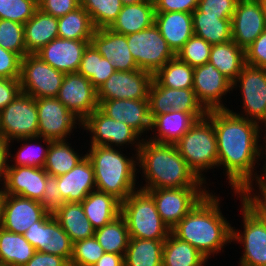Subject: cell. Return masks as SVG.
<instances>
[{
  "label": "cell",
  "mask_w": 266,
  "mask_h": 266,
  "mask_svg": "<svg viewBox=\"0 0 266 266\" xmlns=\"http://www.w3.org/2000/svg\"><path fill=\"white\" fill-rule=\"evenodd\" d=\"M21 92L20 79L0 78V111Z\"/></svg>",
  "instance_id": "obj_56"
},
{
  "label": "cell",
  "mask_w": 266,
  "mask_h": 266,
  "mask_svg": "<svg viewBox=\"0 0 266 266\" xmlns=\"http://www.w3.org/2000/svg\"><path fill=\"white\" fill-rule=\"evenodd\" d=\"M37 9L36 0H0V19L25 24Z\"/></svg>",
  "instance_id": "obj_48"
},
{
  "label": "cell",
  "mask_w": 266,
  "mask_h": 266,
  "mask_svg": "<svg viewBox=\"0 0 266 266\" xmlns=\"http://www.w3.org/2000/svg\"><path fill=\"white\" fill-rule=\"evenodd\" d=\"M164 241L130 238L124 256L125 266H162Z\"/></svg>",
  "instance_id": "obj_37"
},
{
  "label": "cell",
  "mask_w": 266,
  "mask_h": 266,
  "mask_svg": "<svg viewBox=\"0 0 266 266\" xmlns=\"http://www.w3.org/2000/svg\"><path fill=\"white\" fill-rule=\"evenodd\" d=\"M126 37L129 50L138 68L153 75L176 56L155 23L149 28Z\"/></svg>",
  "instance_id": "obj_8"
},
{
  "label": "cell",
  "mask_w": 266,
  "mask_h": 266,
  "mask_svg": "<svg viewBox=\"0 0 266 266\" xmlns=\"http://www.w3.org/2000/svg\"><path fill=\"white\" fill-rule=\"evenodd\" d=\"M98 108L115 121L126 123L140 136L151 130L152 119L150 116L148 99H121L98 101Z\"/></svg>",
  "instance_id": "obj_23"
},
{
  "label": "cell",
  "mask_w": 266,
  "mask_h": 266,
  "mask_svg": "<svg viewBox=\"0 0 266 266\" xmlns=\"http://www.w3.org/2000/svg\"><path fill=\"white\" fill-rule=\"evenodd\" d=\"M206 117L215 130L218 167L225 171L231 190L243 193L260 178L255 165L261 157L263 159V144H258L262 142L263 127L228 109L207 111Z\"/></svg>",
  "instance_id": "obj_1"
},
{
  "label": "cell",
  "mask_w": 266,
  "mask_h": 266,
  "mask_svg": "<svg viewBox=\"0 0 266 266\" xmlns=\"http://www.w3.org/2000/svg\"><path fill=\"white\" fill-rule=\"evenodd\" d=\"M144 0H121L122 5L137 4Z\"/></svg>",
  "instance_id": "obj_62"
},
{
  "label": "cell",
  "mask_w": 266,
  "mask_h": 266,
  "mask_svg": "<svg viewBox=\"0 0 266 266\" xmlns=\"http://www.w3.org/2000/svg\"><path fill=\"white\" fill-rule=\"evenodd\" d=\"M35 100L38 109V136L41 138L65 141L71 138L68 136H71L74 128L77 129V125L81 127L82 122L56 97H42Z\"/></svg>",
  "instance_id": "obj_14"
},
{
  "label": "cell",
  "mask_w": 266,
  "mask_h": 266,
  "mask_svg": "<svg viewBox=\"0 0 266 266\" xmlns=\"http://www.w3.org/2000/svg\"><path fill=\"white\" fill-rule=\"evenodd\" d=\"M150 116L153 120L171 110H179L189 114H206L207 111L197 100L193 88L173 89L160 86L154 79L148 95Z\"/></svg>",
  "instance_id": "obj_20"
},
{
  "label": "cell",
  "mask_w": 266,
  "mask_h": 266,
  "mask_svg": "<svg viewBox=\"0 0 266 266\" xmlns=\"http://www.w3.org/2000/svg\"><path fill=\"white\" fill-rule=\"evenodd\" d=\"M155 25L175 54L194 35L192 13L155 12Z\"/></svg>",
  "instance_id": "obj_28"
},
{
  "label": "cell",
  "mask_w": 266,
  "mask_h": 266,
  "mask_svg": "<svg viewBox=\"0 0 266 266\" xmlns=\"http://www.w3.org/2000/svg\"><path fill=\"white\" fill-rule=\"evenodd\" d=\"M264 138H263V150H265V151H263V153H262V155L264 156V154H265V160H266V128H265V131H264ZM265 164L262 166L263 167V169H261L260 171H262L263 172V174L261 173L260 175V178H259V180H258V182H257V184L258 185H261V186H263V187H265L266 188V161L264 162ZM264 170V171H263Z\"/></svg>",
  "instance_id": "obj_60"
},
{
  "label": "cell",
  "mask_w": 266,
  "mask_h": 266,
  "mask_svg": "<svg viewBox=\"0 0 266 266\" xmlns=\"http://www.w3.org/2000/svg\"><path fill=\"white\" fill-rule=\"evenodd\" d=\"M91 40L53 39L36 55L63 73L78 72L83 52Z\"/></svg>",
  "instance_id": "obj_25"
},
{
  "label": "cell",
  "mask_w": 266,
  "mask_h": 266,
  "mask_svg": "<svg viewBox=\"0 0 266 266\" xmlns=\"http://www.w3.org/2000/svg\"><path fill=\"white\" fill-rule=\"evenodd\" d=\"M95 30L90 15L82 6L58 18V38L91 40Z\"/></svg>",
  "instance_id": "obj_39"
},
{
  "label": "cell",
  "mask_w": 266,
  "mask_h": 266,
  "mask_svg": "<svg viewBox=\"0 0 266 266\" xmlns=\"http://www.w3.org/2000/svg\"><path fill=\"white\" fill-rule=\"evenodd\" d=\"M175 145L188 166L207 183L204 172L218 167L217 140L213 123L206 116L197 120Z\"/></svg>",
  "instance_id": "obj_5"
},
{
  "label": "cell",
  "mask_w": 266,
  "mask_h": 266,
  "mask_svg": "<svg viewBox=\"0 0 266 266\" xmlns=\"http://www.w3.org/2000/svg\"><path fill=\"white\" fill-rule=\"evenodd\" d=\"M58 188L65 202L81 203L96 190L93 166L85 156L73 169L57 177Z\"/></svg>",
  "instance_id": "obj_26"
},
{
  "label": "cell",
  "mask_w": 266,
  "mask_h": 266,
  "mask_svg": "<svg viewBox=\"0 0 266 266\" xmlns=\"http://www.w3.org/2000/svg\"><path fill=\"white\" fill-rule=\"evenodd\" d=\"M87 151L86 156L94 169L96 190L113 195L123 202L138 189V154L128 158L120 148L108 146H90Z\"/></svg>",
  "instance_id": "obj_4"
},
{
  "label": "cell",
  "mask_w": 266,
  "mask_h": 266,
  "mask_svg": "<svg viewBox=\"0 0 266 266\" xmlns=\"http://www.w3.org/2000/svg\"><path fill=\"white\" fill-rule=\"evenodd\" d=\"M240 197L243 217V232L232 227L231 241L243 246L239 266H266V221L243 198L242 193L234 192ZM239 195V196H238Z\"/></svg>",
  "instance_id": "obj_7"
},
{
  "label": "cell",
  "mask_w": 266,
  "mask_h": 266,
  "mask_svg": "<svg viewBox=\"0 0 266 266\" xmlns=\"http://www.w3.org/2000/svg\"><path fill=\"white\" fill-rule=\"evenodd\" d=\"M64 75L36 54H27L21 60V91L35 99L56 97Z\"/></svg>",
  "instance_id": "obj_12"
},
{
  "label": "cell",
  "mask_w": 266,
  "mask_h": 266,
  "mask_svg": "<svg viewBox=\"0 0 266 266\" xmlns=\"http://www.w3.org/2000/svg\"><path fill=\"white\" fill-rule=\"evenodd\" d=\"M47 213L39 201L4 194L1 227L10 232L24 234Z\"/></svg>",
  "instance_id": "obj_21"
},
{
  "label": "cell",
  "mask_w": 266,
  "mask_h": 266,
  "mask_svg": "<svg viewBox=\"0 0 266 266\" xmlns=\"http://www.w3.org/2000/svg\"><path fill=\"white\" fill-rule=\"evenodd\" d=\"M90 43L110 61L116 71L138 70L127 44L126 35L113 32L110 28L96 29Z\"/></svg>",
  "instance_id": "obj_24"
},
{
  "label": "cell",
  "mask_w": 266,
  "mask_h": 266,
  "mask_svg": "<svg viewBox=\"0 0 266 266\" xmlns=\"http://www.w3.org/2000/svg\"><path fill=\"white\" fill-rule=\"evenodd\" d=\"M145 191L162 188L207 187L180 155L175 144L158 143L142 138L138 152Z\"/></svg>",
  "instance_id": "obj_3"
},
{
  "label": "cell",
  "mask_w": 266,
  "mask_h": 266,
  "mask_svg": "<svg viewBox=\"0 0 266 266\" xmlns=\"http://www.w3.org/2000/svg\"><path fill=\"white\" fill-rule=\"evenodd\" d=\"M155 23L153 0L123 5L117 19L109 27L113 32L130 35L151 27Z\"/></svg>",
  "instance_id": "obj_29"
},
{
  "label": "cell",
  "mask_w": 266,
  "mask_h": 266,
  "mask_svg": "<svg viewBox=\"0 0 266 266\" xmlns=\"http://www.w3.org/2000/svg\"><path fill=\"white\" fill-rule=\"evenodd\" d=\"M36 249L24 238L0 227L1 266H24L35 254Z\"/></svg>",
  "instance_id": "obj_35"
},
{
  "label": "cell",
  "mask_w": 266,
  "mask_h": 266,
  "mask_svg": "<svg viewBox=\"0 0 266 266\" xmlns=\"http://www.w3.org/2000/svg\"><path fill=\"white\" fill-rule=\"evenodd\" d=\"M115 71L110 61L89 43L83 52L78 73L89 79L97 90Z\"/></svg>",
  "instance_id": "obj_42"
},
{
  "label": "cell",
  "mask_w": 266,
  "mask_h": 266,
  "mask_svg": "<svg viewBox=\"0 0 266 266\" xmlns=\"http://www.w3.org/2000/svg\"><path fill=\"white\" fill-rule=\"evenodd\" d=\"M22 58L0 46V78L20 79Z\"/></svg>",
  "instance_id": "obj_50"
},
{
  "label": "cell",
  "mask_w": 266,
  "mask_h": 266,
  "mask_svg": "<svg viewBox=\"0 0 266 266\" xmlns=\"http://www.w3.org/2000/svg\"><path fill=\"white\" fill-rule=\"evenodd\" d=\"M211 48L210 43L193 35L176 53V56L190 66L197 67L209 62Z\"/></svg>",
  "instance_id": "obj_46"
},
{
  "label": "cell",
  "mask_w": 266,
  "mask_h": 266,
  "mask_svg": "<svg viewBox=\"0 0 266 266\" xmlns=\"http://www.w3.org/2000/svg\"><path fill=\"white\" fill-rule=\"evenodd\" d=\"M48 173L44 168L8 166L2 185L3 194L41 201Z\"/></svg>",
  "instance_id": "obj_22"
},
{
  "label": "cell",
  "mask_w": 266,
  "mask_h": 266,
  "mask_svg": "<svg viewBox=\"0 0 266 266\" xmlns=\"http://www.w3.org/2000/svg\"><path fill=\"white\" fill-rule=\"evenodd\" d=\"M209 62L233 83L246 64L245 50L233 40L213 44Z\"/></svg>",
  "instance_id": "obj_34"
},
{
  "label": "cell",
  "mask_w": 266,
  "mask_h": 266,
  "mask_svg": "<svg viewBox=\"0 0 266 266\" xmlns=\"http://www.w3.org/2000/svg\"><path fill=\"white\" fill-rule=\"evenodd\" d=\"M194 67L177 56L169 60L154 75L153 79L164 87L173 89L193 88Z\"/></svg>",
  "instance_id": "obj_41"
},
{
  "label": "cell",
  "mask_w": 266,
  "mask_h": 266,
  "mask_svg": "<svg viewBox=\"0 0 266 266\" xmlns=\"http://www.w3.org/2000/svg\"><path fill=\"white\" fill-rule=\"evenodd\" d=\"M81 6L90 15L96 29L109 28L117 19L121 0H81Z\"/></svg>",
  "instance_id": "obj_44"
},
{
  "label": "cell",
  "mask_w": 266,
  "mask_h": 266,
  "mask_svg": "<svg viewBox=\"0 0 266 266\" xmlns=\"http://www.w3.org/2000/svg\"><path fill=\"white\" fill-rule=\"evenodd\" d=\"M75 151L71 143L65 141H52L44 165V170L50 176H61L73 169L86 154ZM83 155V156H82Z\"/></svg>",
  "instance_id": "obj_38"
},
{
  "label": "cell",
  "mask_w": 266,
  "mask_h": 266,
  "mask_svg": "<svg viewBox=\"0 0 266 266\" xmlns=\"http://www.w3.org/2000/svg\"><path fill=\"white\" fill-rule=\"evenodd\" d=\"M232 40L246 50L266 29L264 1L238 0L231 18Z\"/></svg>",
  "instance_id": "obj_18"
},
{
  "label": "cell",
  "mask_w": 266,
  "mask_h": 266,
  "mask_svg": "<svg viewBox=\"0 0 266 266\" xmlns=\"http://www.w3.org/2000/svg\"><path fill=\"white\" fill-rule=\"evenodd\" d=\"M58 38V18L39 8L24 24V40L27 54H36L53 39Z\"/></svg>",
  "instance_id": "obj_30"
},
{
  "label": "cell",
  "mask_w": 266,
  "mask_h": 266,
  "mask_svg": "<svg viewBox=\"0 0 266 266\" xmlns=\"http://www.w3.org/2000/svg\"><path fill=\"white\" fill-rule=\"evenodd\" d=\"M94 237L104 252L125 256L130 236L126 221L121 214L107 225L95 230Z\"/></svg>",
  "instance_id": "obj_40"
},
{
  "label": "cell",
  "mask_w": 266,
  "mask_h": 266,
  "mask_svg": "<svg viewBox=\"0 0 266 266\" xmlns=\"http://www.w3.org/2000/svg\"><path fill=\"white\" fill-rule=\"evenodd\" d=\"M155 12L192 13L198 7V0H153Z\"/></svg>",
  "instance_id": "obj_55"
},
{
  "label": "cell",
  "mask_w": 266,
  "mask_h": 266,
  "mask_svg": "<svg viewBox=\"0 0 266 266\" xmlns=\"http://www.w3.org/2000/svg\"><path fill=\"white\" fill-rule=\"evenodd\" d=\"M0 46L17 53L21 58L27 55L24 40V24L0 19Z\"/></svg>",
  "instance_id": "obj_45"
},
{
  "label": "cell",
  "mask_w": 266,
  "mask_h": 266,
  "mask_svg": "<svg viewBox=\"0 0 266 266\" xmlns=\"http://www.w3.org/2000/svg\"><path fill=\"white\" fill-rule=\"evenodd\" d=\"M208 259L189 243L172 232L164 241L162 266H206Z\"/></svg>",
  "instance_id": "obj_36"
},
{
  "label": "cell",
  "mask_w": 266,
  "mask_h": 266,
  "mask_svg": "<svg viewBox=\"0 0 266 266\" xmlns=\"http://www.w3.org/2000/svg\"><path fill=\"white\" fill-rule=\"evenodd\" d=\"M246 64L266 68V29L245 50Z\"/></svg>",
  "instance_id": "obj_53"
},
{
  "label": "cell",
  "mask_w": 266,
  "mask_h": 266,
  "mask_svg": "<svg viewBox=\"0 0 266 266\" xmlns=\"http://www.w3.org/2000/svg\"><path fill=\"white\" fill-rule=\"evenodd\" d=\"M207 187L150 189L162 221L172 229L209 192Z\"/></svg>",
  "instance_id": "obj_13"
},
{
  "label": "cell",
  "mask_w": 266,
  "mask_h": 266,
  "mask_svg": "<svg viewBox=\"0 0 266 266\" xmlns=\"http://www.w3.org/2000/svg\"><path fill=\"white\" fill-rule=\"evenodd\" d=\"M53 216L72 243L94 236L95 229L86 218L81 203L65 202L53 213Z\"/></svg>",
  "instance_id": "obj_33"
},
{
  "label": "cell",
  "mask_w": 266,
  "mask_h": 266,
  "mask_svg": "<svg viewBox=\"0 0 266 266\" xmlns=\"http://www.w3.org/2000/svg\"><path fill=\"white\" fill-rule=\"evenodd\" d=\"M24 266H69V262L62 256L36 251Z\"/></svg>",
  "instance_id": "obj_57"
},
{
  "label": "cell",
  "mask_w": 266,
  "mask_h": 266,
  "mask_svg": "<svg viewBox=\"0 0 266 266\" xmlns=\"http://www.w3.org/2000/svg\"><path fill=\"white\" fill-rule=\"evenodd\" d=\"M121 202L130 238L166 240L171 229L162 221L153 197L139 188Z\"/></svg>",
  "instance_id": "obj_6"
},
{
  "label": "cell",
  "mask_w": 266,
  "mask_h": 266,
  "mask_svg": "<svg viewBox=\"0 0 266 266\" xmlns=\"http://www.w3.org/2000/svg\"><path fill=\"white\" fill-rule=\"evenodd\" d=\"M220 199L209 191L171 229L177 238L195 247L207 259L223 252L222 248L232 242V226L222 214Z\"/></svg>",
  "instance_id": "obj_2"
},
{
  "label": "cell",
  "mask_w": 266,
  "mask_h": 266,
  "mask_svg": "<svg viewBox=\"0 0 266 266\" xmlns=\"http://www.w3.org/2000/svg\"><path fill=\"white\" fill-rule=\"evenodd\" d=\"M238 0H198V9L205 15H228L233 17Z\"/></svg>",
  "instance_id": "obj_51"
},
{
  "label": "cell",
  "mask_w": 266,
  "mask_h": 266,
  "mask_svg": "<svg viewBox=\"0 0 266 266\" xmlns=\"http://www.w3.org/2000/svg\"><path fill=\"white\" fill-rule=\"evenodd\" d=\"M104 254L96 238L90 237L73 243V254L69 266H92Z\"/></svg>",
  "instance_id": "obj_47"
},
{
  "label": "cell",
  "mask_w": 266,
  "mask_h": 266,
  "mask_svg": "<svg viewBox=\"0 0 266 266\" xmlns=\"http://www.w3.org/2000/svg\"><path fill=\"white\" fill-rule=\"evenodd\" d=\"M153 74L143 70L115 71L98 89L97 100L148 99Z\"/></svg>",
  "instance_id": "obj_16"
},
{
  "label": "cell",
  "mask_w": 266,
  "mask_h": 266,
  "mask_svg": "<svg viewBox=\"0 0 266 266\" xmlns=\"http://www.w3.org/2000/svg\"><path fill=\"white\" fill-rule=\"evenodd\" d=\"M81 128L90 132L89 146H108L114 148H124L122 146H134L136 154L142 143L141 136L126 123L115 121L105 115L99 108L88 115L81 124ZM141 138V140H140Z\"/></svg>",
  "instance_id": "obj_10"
},
{
  "label": "cell",
  "mask_w": 266,
  "mask_h": 266,
  "mask_svg": "<svg viewBox=\"0 0 266 266\" xmlns=\"http://www.w3.org/2000/svg\"><path fill=\"white\" fill-rule=\"evenodd\" d=\"M194 35L213 44L232 40L231 18L228 15H205L196 8L192 12Z\"/></svg>",
  "instance_id": "obj_32"
},
{
  "label": "cell",
  "mask_w": 266,
  "mask_h": 266,
  "mask_svg": "<svg viewBox=\"0 0 266 266\" xmlns=\"http://www.w3.org/2000/svg\"><path fill=\"white\" fill-rule=\"evenodd\" d=\"M92 266H125L124 255L106 253Z\"/></svg>",
  "instance_id": "obj_59"
},
{
  "label": "cell",
  "mask_w": 266,
  "mask_h": 266,
  "mask_svg": "<svg viewBox=\"0 0 266 266\" xmlns=\"http://www.w3.org/2000/svg\"><path fill=\"white\" fill-rule=\"evenodd\" d=\"M81 6V0H39L38 8L56 18L66 15Z\"/></svg>",
  "instance_id": "obj_52"
},
{
  "label": "cell",
  "mask_w": 266,
  "mask_h": 266,
  "mask_svg": "<svg viewBox=\"0 0 266 266\" xmlns=\"http://www.w3.org/2000/svg\"><path fill=\"white\" fill-rule=\"evenodd\" d=\"M81 204L86 218L95 230L121 214V202L113 195L98 190L91 191Z\"/></svg>",
  "instance_id": "obj_31"
},
{
  "label": "cell",
  "mask_w": 266,
  "mask_h": 266,
  "mask_svg": "<svg viewBox=\"0 0 266 266\" xmlns=\"http://www.w3.org/2000/svg\"><path fill=\"white\" fill-rule=\"evenodd\" d=\"M4 194L0 188V227H1V217H2V204H3Z\"/></svg>",
  "instance_id": "obj_61"
},
{
  "label": "cell",
  "mask_w": 266,
  "mask_h": 266,
  "mask_svg": "<svg viewBox=\"0 0 266 266\" xmlns=\"http://www.w3.org/2000/svg\"><path fill=\"white\" fill-rule=\"evenodd\" d=\"M43 140L44 145L46 144V148L44 145L40 144L39 140ZM38 140L39 142H36ZM15 141L22 142V146L18 148V152L14 155L15 157L12 156L11 154V142H9V159H11V162H14V164L8 166H29V167H39L43 168L46 162V157L48 153L49 146L52 142V140L46 139V138H41L40 136H33V137H28V138H22L18 139ZM35 142V144L33 143ZM32 143V144H31ZM39 143V144H38ZM13 160H12V158Z\"/></svg>",
  "instance_id": "obj_43"
},
{
  "label": "cell",
  "mask_w": 266,
  "mask_h": 266,
  "mask_svg": "<svg viewBox=\"0 0 266 266\" xmlns=\"http://www.w3.org/2000/svg\"><path fill=\"white\" fill-rule=\"evenodd\" d=\"M256 186L259 187L257 188L259 191L255 190ZM242 195L244 200L266 221V188L255 183L254 186L250 185Z\"/></svg>",
  "instance_id": "obj_54"
},
{
  "label": "cell",
  "mask_w": 266,
  "mask_h": 266,
  "mask_svg": "<svg viewBox=\"0 0 266 266\" xmlns=\"http://www.w3.org/2000/svg\"><path fill=\"white\" fill-rule=\"evenodd\" d=\"M193 90L206 111L227 109L222 98L233 91L232 82L210 62L194 67Z\"/></svg>",
  "instance_id": "obj_19"
},
{
  "label": "cell",
  "mask_w": 266,
  "mask_h": 266,
  "mask_svg": "<svg viewBox=\"0 0 266 266\" xmlns=\"http://www.w3.org/2000/svg\"><path fill=\"white\" fill-rule=\"evenodd\" d=\"M0 135L12 143L38 136V109L34 97L21 92L0 111Z\"/></svg>",
  "instance_id": "obj_11"
},
{
  "label": "cell",
  "mask_w": 266,
  "mask_h": 266,
  "mask_svg": "<svg viewBox=\"0 0 266 266\" xmlns=\"http://www.w3.org/2000/svg\"><path fill=\"white\" fill-rule=\"evenodd\" d=\"M23 236L36 251L62 256L70 262L73 243L52 213L32 224Z\"/></svg>",
  "instance_id": "obj_15"
},
{
  "label": "cell",
  "mask_w": 266,
  "mask_h": 266,
  "mask_svg": "<svg viewBox=\"0 0 266 266\" xmlns=\"http://www.w3.org/2000/svg\"><path fill=\"white\" fill-rule=\"evenodd\" d=\"M240 83V84H239ZM238 84V85H237ZM241 91L242 108L241 114L232 113L254 121L266 127V68L256 67L245 64L241 73L232 83V89L237 88ZM244 112V113H243Z\"/></svg>",
  "instance_id": "obj_9"
},
{
  "label": "cell",
  "mask_w": 266,
  "mask_h": 266,
  "mask_svg": "<svg viewBox=\"0 0 266 266\" xmlns=\"http://www.w3.org/2000/svg\"><path fill=\"white\" fill-rule=\"evenodd\" d=\"M64 203L65 201L61 197V192L58 188L57 177L47 175L44 196L40 204L47 212L53 214Z\"/></svg>",
  "instance_id": "obj_49"
},
{
  "label": "cell",
  "mask_w": 266,
  "mask_h": 266,
  "mask_svg": "<svg viewBox=\"0 0 266 266\" xmlns=\"http://www.w3.org/2000/svg\"><path fill=\"white\" fill-rule=\"evenodd\" d=\"M9 165V141L0 135V182H4L6 169ZM0 183L1 185L3 184ZM0 185V187H1Z\"/></svg>",
  "instance_id": "obj_58"
},
{
  "label": "cell",
  "mask_w": 266,
  "mask_h": 266,
  "mask_svg": "<svg viewBox=\"0 0 266 266\" xmlns=\"http://www.w3.org/2000/svg\"><path fill=\"white\" fill-rule=\"evenodd\" d=\"M56 98L81 122L98 108L97 90L78 72L65 73Z\"/></svg>",
  "instance_id": "obj_17"
},
{
  "label": "cell",
  "mask_w": 266,
  "mask_h": 266,
  "mask_svg": "<svg viewBox=\"0 0 266 266\" xmlns=\"http://www.w3.org/2000/svg\"><path fill=\"white\" fill-rule=\"evenodd\" d=\"M264 7H265V12H266V0H264Z\"/></svg>",
  "instance_id": "obj_63"
},
{
  "label": "cell",
  "mask_w": 266,
  "mask_h": 266,
  "mask_svg": "<svg viewBox=\"0 0 266 266\" xmlns=\"http://www.w3.org/2000/svg\"><path fill=\"white\" fill-rule=\"evenodd\" d=\"M205 116L206 114H189L179 110L157 115L152 120L151 127V131L155 132L148 139L158 143L175 144L197 120Z\"/></svg>",
  "instance_id": "obj_27"
}]
</instances>
